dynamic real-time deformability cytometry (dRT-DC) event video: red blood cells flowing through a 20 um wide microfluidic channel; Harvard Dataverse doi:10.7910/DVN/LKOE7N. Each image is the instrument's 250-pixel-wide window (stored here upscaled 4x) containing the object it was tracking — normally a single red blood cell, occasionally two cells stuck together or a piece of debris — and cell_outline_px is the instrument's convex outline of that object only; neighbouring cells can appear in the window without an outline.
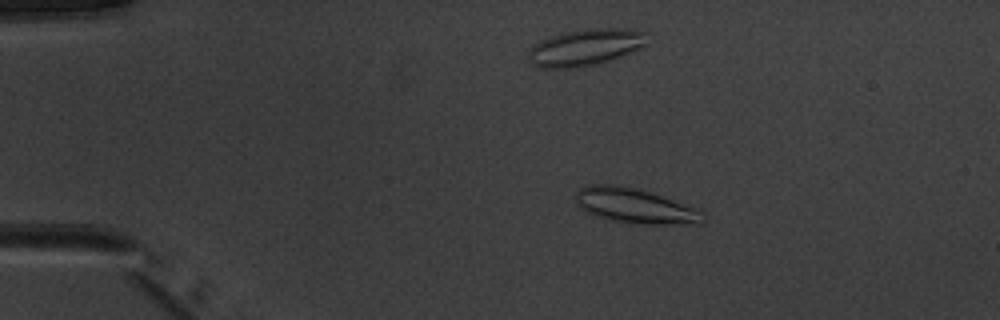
{"species": "common noctule bat (a hibernating species)", "species_latin": "Nyctalus noctula", "temperature_condition": "warm", "stored_images_in_passage": 40, "camera_frame_rate_fps": 3000, "um_per_image_px": 0.085, "animal": {"sex": "male", "body_mass_g": 20.1, "forearm_length_mm": 53.5}, "frame": {"image": 1, "passage_image": 10, "time_ms": 3.0, "image_size_px": [1000, 320], "cell_outline_px": [[708, 220], [700, 224], [636, 224], [612, 220], [596, 216], [584, 212], [576, 204], [576, 192], [580, 188], [588, 184], [612, 184], [636, 188], [696, 208]], "centroid_in_image_um": [53.94, 17.51], "position_along_channel_um": 31.1, "area_um2": 25.89}}
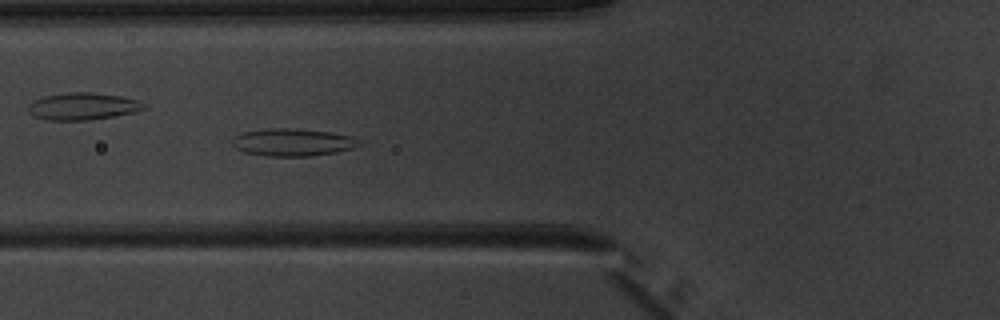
{"frame": {"image": 2, "passage_image": 20, "time_ms": 6.333, "image_size_px": [1000, 320], "cell_outline_px": [[360, 144], [352, 148], [336, 152], [308, 156], [268, 156], [244, 152], [236, 148], [232, 144], [232, 136], [240, 132], [268, 128], [288, 128], [328, 132], [352, 136], [360, 140]], "centroid_in_image_um": [24.82, 12.09], "position_along_channel_um": 101.0, "area_um2": 20.29}}
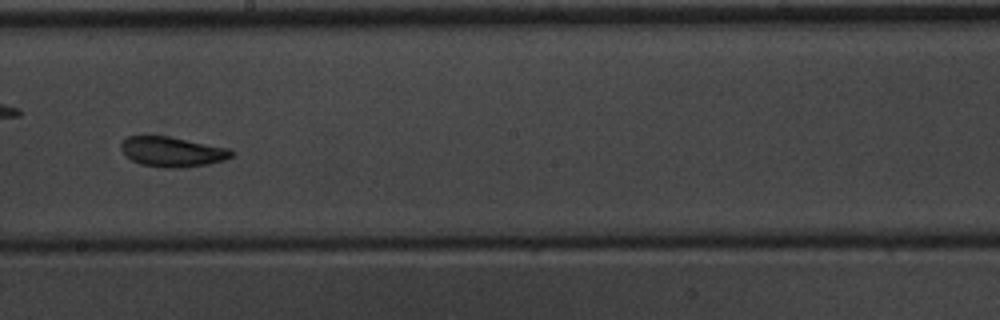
{"frame": {"image": 3, "passage_image": 30, "time_ms": 9.667, "image_size_px": [1000, 320], "cell_outline_px": [[236, 152], [232, 156], [224, 160], [208, 164], [180, 168], [164, 168], [140, 164], [132, 160], [120, 148], [120, 144], [128, 136], [168, 136], [232, 148]], "centroid_in_image_um": [14.7, 12.9], "position_along_channel_um": 233.5, "area_um2": 19.42}}